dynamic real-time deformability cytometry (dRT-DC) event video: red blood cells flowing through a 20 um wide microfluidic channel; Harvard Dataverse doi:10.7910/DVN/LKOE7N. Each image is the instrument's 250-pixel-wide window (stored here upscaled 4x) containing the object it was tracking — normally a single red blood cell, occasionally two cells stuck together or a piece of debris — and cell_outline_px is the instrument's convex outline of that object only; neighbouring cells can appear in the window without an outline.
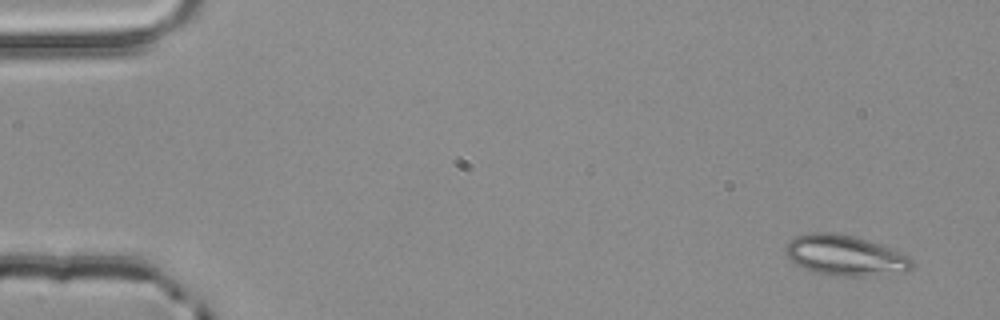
{"species": "common noctule bat (a hibernating species)", "species_latin": "Nyctalus noctula", "temperature_condition": "room temperature", "stored_images_in_passage": 4, "camera_frame_rate_fps": 3000, "um_per_image_px": 0.085, "animal": {"sex": "male", "body_mass_g": 20.4}, "frame": {"image": 1, "passage_image": 1, "time_ms": 0.0, "image_size_px": [1000, 320], "cell_outline_px": [[912, 268], [904, 272], [864, 276], [836, 276], [816, 272], [804, 268], [796, 264], [784, 252], [784, 248], [796, 236], [808, 232], [836, 232], [852, 236], [912, 256]], "centroid_in_image_um": [71.82, 21.71], "position_along_channel_um": 13.2, "area_um2": 29.48}}